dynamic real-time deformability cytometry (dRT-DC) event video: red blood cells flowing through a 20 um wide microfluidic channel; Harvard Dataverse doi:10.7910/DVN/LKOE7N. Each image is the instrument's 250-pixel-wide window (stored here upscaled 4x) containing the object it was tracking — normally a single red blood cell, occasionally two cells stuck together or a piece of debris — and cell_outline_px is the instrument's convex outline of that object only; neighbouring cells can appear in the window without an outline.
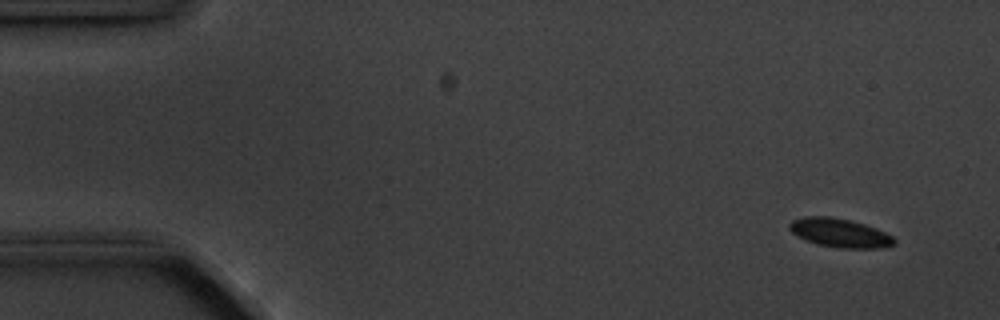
{"species": "common noctule bat (a hibernating species)", "species_latin": "Nyctalus noctula", "temperature_condition": "cold", "stored_images_in_passage": 8, "camera_frame_rate_fps": 3000, "um_per_image_px": 0.085, "animal": {"sex": "male", "body_mass_g": 20.1, "forearm_length_mm": 53.5}, "frame": {"image": 1, "passage_image": 1, "time_ms": 0.0, "image_size_px": [1000, 320], "cell_outline_px": [[896, 244], [880, 248], [840, 248], [816, 244], [804, 240], [796, 236], [788, 228], [788, 224], [792, 220], [804, 216], [828, 216], [852, 220], [876, 228], [892, 236], [896, 240]], "centroid_in_image_um": [71.35, 19.79], "position_along_channel_um": 13.6, "area_um2": 17.8}}
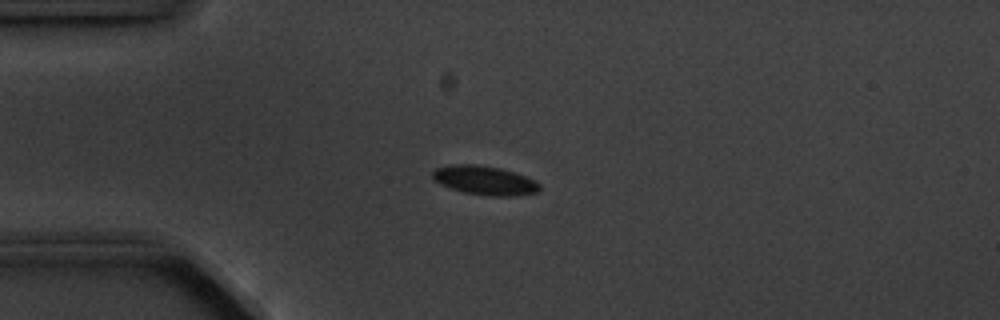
{"frame": {"image": 2, "passage_image": 4, "time_ms": 3.333, "image_size_px": [1000, 320], "cell_outline_px": [[540, 188], [536, 192], [512, 196], [492, 196], [464, 192], [440, 184], [432, 180], [432, 172], [436, 168], [456, 164], [476, 164], [500, 168], [536, 180], [540, 184]], "centroid_in_image_um": [41.18, 15.33], "position_along_channel_um": 43.8, "area_um2": 17.92}}